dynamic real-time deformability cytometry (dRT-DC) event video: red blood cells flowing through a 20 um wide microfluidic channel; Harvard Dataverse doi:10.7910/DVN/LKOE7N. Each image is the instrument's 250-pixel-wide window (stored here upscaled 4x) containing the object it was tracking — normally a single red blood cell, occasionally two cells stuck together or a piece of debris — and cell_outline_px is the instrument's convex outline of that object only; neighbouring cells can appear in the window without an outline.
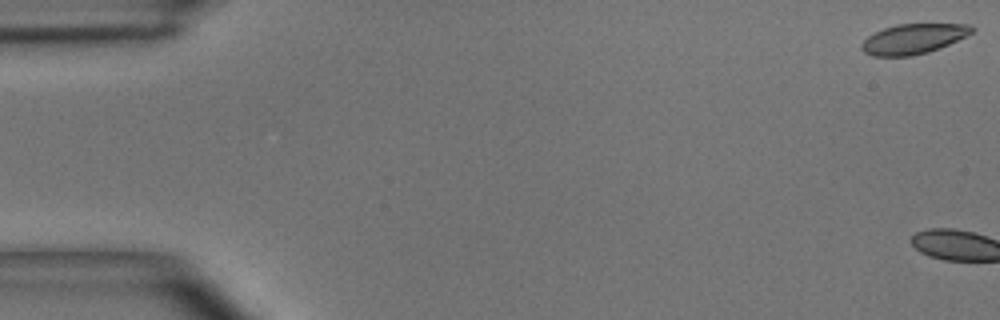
{"species": "common noctule bat (a hibernating species)", "species_latin": "Nyctalus noctula", "temperature_condition": "room temperature", "stored_images_in_passage": 3, "camera_frame_rate_fps": 3000, "um_per_image_px": 0.085, "animal": {"sex": "male", "body_mass_g": 15.6}, "frame": {"image": 1, "passage_image": 1, "time_ms": 0.0, "image_size_px": [1000, 320], "cell_outline_px": [[976, 28], [972, 32], [948, 44], [928, 52], [912, 56], [872, 56], [864, 52], [860, 48], [860, 44], [868, 36], [884, 28], [896, 24], [972, 24]], "centroid_in_image_um": [77.61, 3.3], "position_along_channel_um": 7.4, "area_um2": 19.19}}